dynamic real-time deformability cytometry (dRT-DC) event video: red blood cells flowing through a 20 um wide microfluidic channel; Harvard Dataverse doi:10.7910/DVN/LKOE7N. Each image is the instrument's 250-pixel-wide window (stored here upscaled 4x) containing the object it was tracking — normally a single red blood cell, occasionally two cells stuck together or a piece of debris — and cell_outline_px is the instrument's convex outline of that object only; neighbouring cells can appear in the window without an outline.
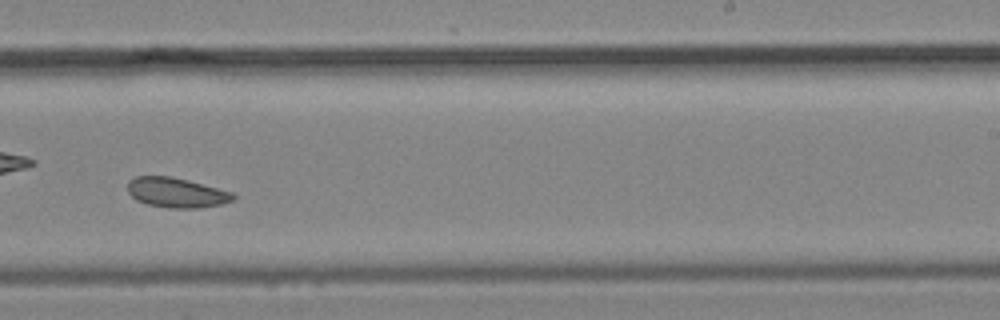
{"species": "common noctule bat (a hibernating species)", "species_latin": "Nyctalus noctula", "temperature_condition": "cold", "stored_images_in_passage": 46, "camera_frame_rate_fps": 3000, "um_per_image_px": 0.085, "animal": {"sex": "male", "body_mass_g": 19.2, "forearm_length_mm": 51.8}, "frame": {"image": 1, "passage_image": 27, "time_ms": 8.667, "image_size_px": [1000, 320], "cell_outline_px": [[236, 196], [232, 200], [220, 204], [200, 208], [168, 208], [148, 204], [136, 200], [128, 192], [128, 184], [136, 176], [172, 176], [232, 192]], "centroid_in_image_um": [14.99, 16.38], "position_along_channel_um": 274.0, "area_um2": 18.15}}